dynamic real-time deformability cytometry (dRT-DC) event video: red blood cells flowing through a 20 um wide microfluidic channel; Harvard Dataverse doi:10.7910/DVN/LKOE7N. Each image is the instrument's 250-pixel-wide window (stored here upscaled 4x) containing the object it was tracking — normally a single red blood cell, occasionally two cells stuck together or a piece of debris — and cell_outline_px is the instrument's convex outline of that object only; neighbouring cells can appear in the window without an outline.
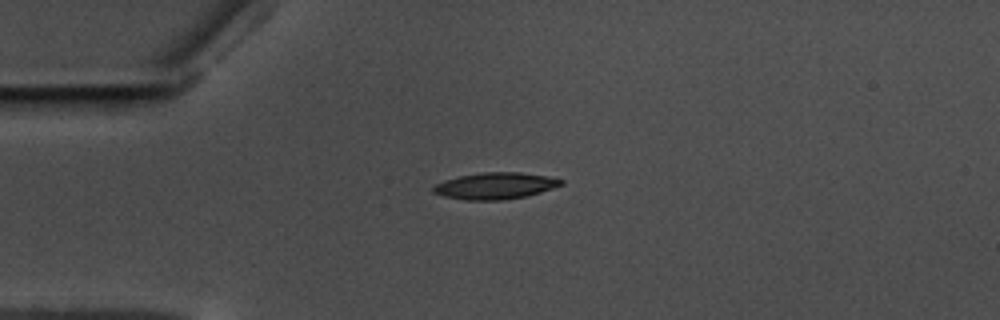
{"species": "common noctule bat (a hibernating species)", "species_latin": "Nyctalus noctula", "temperature_condition": "warm", "stored_images_in_passage": 45, "camera_frame_rate_fps": 3000, "um_per_image_px": 0.085, "animal": {"sex": "male", "body_mass_g": 17.5, "forearm_length_mm": 52.3}, "frame": {"image": 1, "passage_image": 1, "time_ms": 0.0, "image_size_px": [1000, 320], "cell_outline_px": [[564, 184], [528, 196], [500, 200], [464, 200], [444, 196], [432, 192], [432, 188], [436, 184], [444, 180], [460, 176], [484, 172], [520, 172], [548, 176], [564, 180]], "centroid_in_image_um": [42.11, 15.79], "position_along_channel_um": 42.9, "area_um2": 19.77}}
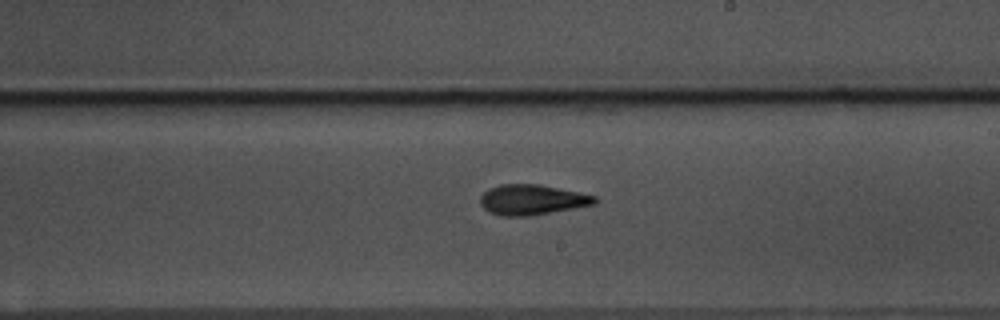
{"frame": {"image": 2, "passage_image": 20, "time_ms": 6.333, "image_size_px": [1000, 320], "cell_outline_px": [[596, 204], [532, 216], [500, 216], [488, 212], [480, 204], [480, 196], [488, 188], [500, 184], [540, 184], [580, 192], [596, 196]], "centroid_in_image_um": [45.2, 16.98], "position_along_channel_um": 243.8, "area_um2": 20.46}}
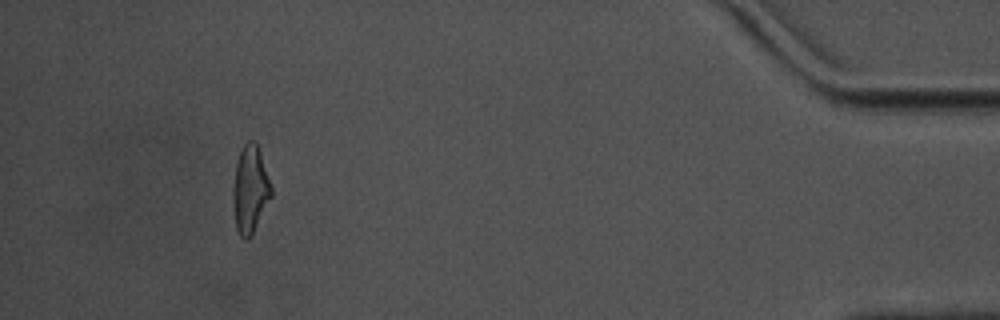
{"frame": {"image": 3, "passage_image": 40, "time_ms": 13.0, "image_size_px": [1000, 320], "cell_outline_px": [[272, 196], [252, 232], [244, 240], [240, 236], [236, 228], [232, 196], [232, 188], [236, 160], [240, 148], [248, 140], [256, 140], [272, 188]], "centroid_in_image_um": [21.24, 16.02], "position_along_channel_um": 414.0, "area_um2": 19.42}, "authors_computed_cell_mechanics": {"area_um2": 19.363, "velocity_mm_per_s": 3.53, "shape_relaxation_time_tau1_ms": 4.557, "shape_relaxation_time_tau2_ms": 3.1902, "deformation_change_tau1": 0.1757, "deformation_change_tau2": 0.1186}}